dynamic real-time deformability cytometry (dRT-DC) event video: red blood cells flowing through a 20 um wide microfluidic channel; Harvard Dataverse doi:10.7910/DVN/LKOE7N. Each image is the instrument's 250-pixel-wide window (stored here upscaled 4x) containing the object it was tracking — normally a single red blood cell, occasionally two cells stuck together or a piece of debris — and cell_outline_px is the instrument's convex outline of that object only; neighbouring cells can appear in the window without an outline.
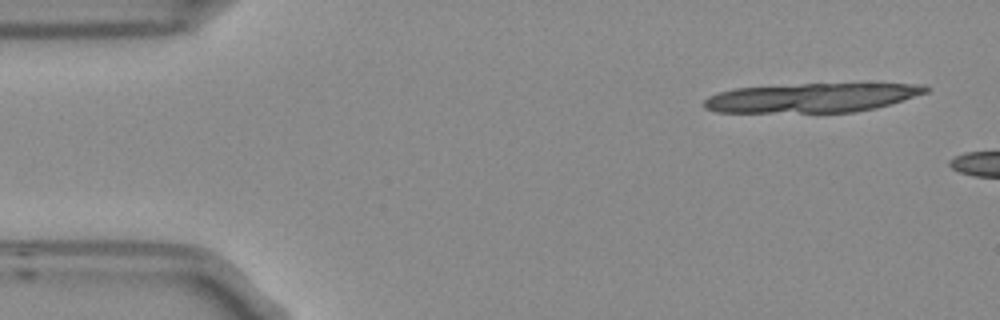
{"species": "Egyptian fruit bat (a non-hibernating species)", "species_latin": "Rousettus aegyptiacus", "temperature_condition": "room temperature", "stored_images_in_passage": 7, "camera_frame_rate_fps": 3000, "um_per_image_px": 0.085, "frame": {"image": 1, "passage_image": 1, "time_ms": 0.0, "image_size_px": [1000, 320], "cell_outline_px": [[932, 88], [928, 92], [876, 108], [856, 112], [716, 112], [704, 108], [700, 104], [708, 96], [720, 92], [736, 88], [804, 84], [924, 84]], "centroid_in_image_um": [68.99, 8.31], "position_along_channel_um": 16.0, "area_um2": 37.57}}